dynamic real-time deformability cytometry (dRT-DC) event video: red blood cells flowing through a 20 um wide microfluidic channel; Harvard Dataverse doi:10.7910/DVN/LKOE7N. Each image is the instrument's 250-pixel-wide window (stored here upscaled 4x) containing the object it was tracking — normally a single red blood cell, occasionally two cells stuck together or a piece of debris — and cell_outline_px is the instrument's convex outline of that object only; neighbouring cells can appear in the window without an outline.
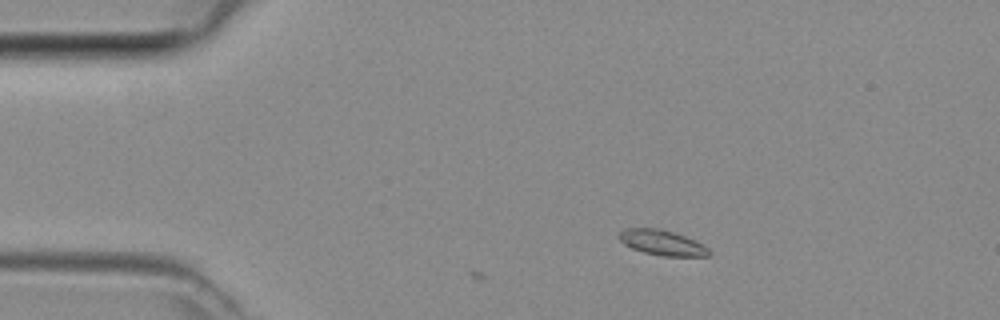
{"species": "common noctule bat (a hibernating species)", "species_latin": "Nyctalus noctula", "temperature_condition": "room temperature", "stored_images_in_passage": 5, "camera_frame_rate_fps": 3000, "um_per_image_px": 0.085, "animal": {"sex": "female", "body_mass_g": 29.2, "forearm_length_mm": 56.3}, "frame": {"image": 1, "passage_image": 5, "time_ms": 1.333, "image_size_px": [1000, 320], "cell_outline_px": [[712, 252], [708, 256], [660, 256], [644, 252], [632, 248], [624, 244], [616, 236], [616, 232], [624, 228], [660, 228], [684, 236], [704, 244]], "centroid_in_image_um": [56.24, 20.62], "position_along_channel_um": 28.8, "area_um2": 13.41}}